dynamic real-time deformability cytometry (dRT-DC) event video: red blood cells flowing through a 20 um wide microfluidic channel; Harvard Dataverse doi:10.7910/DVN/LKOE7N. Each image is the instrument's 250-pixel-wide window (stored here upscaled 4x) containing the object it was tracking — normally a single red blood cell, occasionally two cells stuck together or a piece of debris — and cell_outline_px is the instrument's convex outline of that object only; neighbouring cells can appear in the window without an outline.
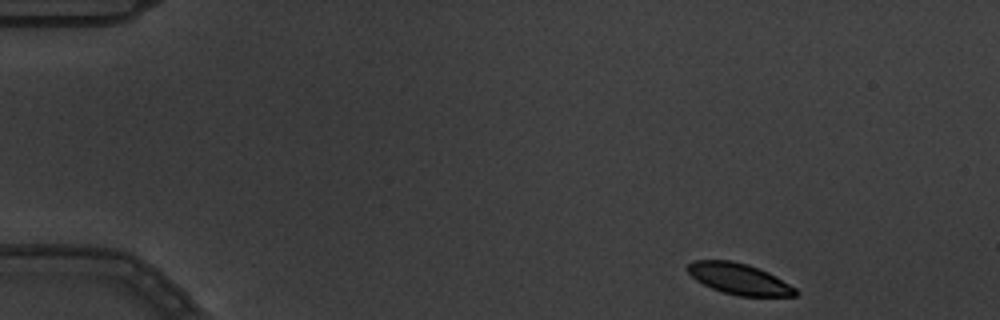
{"species": "common noctule bat (a hibernating species)", "species_latin": "Nyctalus noctula", "temperature_condition": "warm", "stored_images_in_passage": 5, "segment_of_instrument_passage": [1, 2], "camera_frame_rate_fps": 3000, "um_per_image_px": 0.085, "animal": {"sex": "male", "body_mass_g": 19.5, "forearm_length_mm": 54.6}, "frame": {"image": 1, "passage_image": 1, "time_ms": 0.0, "image_size_px": [1000, 320], "cell_outline_px": [[800, 292], [796, 296], [740, 296], [724, 292], [712, 288], [696, 280], [688, 272], [688, 264], [696, 260], [732, 260], [748, 264], [768, 272], [796, 288]], "centroid_in_image_um": [62.85, 23.7], "position_along_channel_um": 22.1, "area_um2": 19.36}}
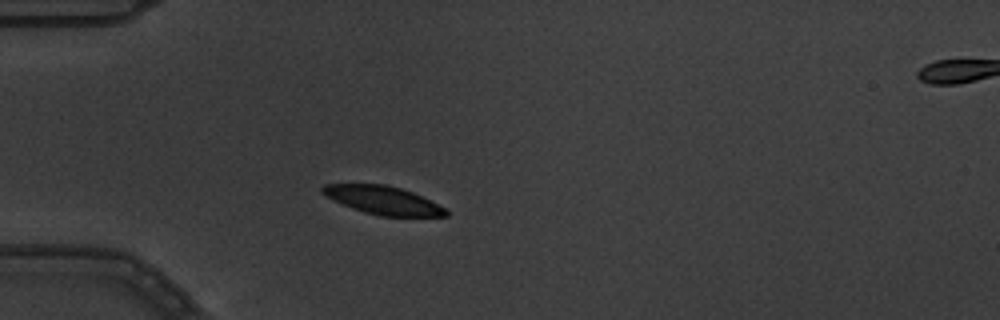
{"frame": {"image": 2, "passage_image": 4, "time_ms": 1.0, "image_size_px": [1000, 320], "cell_outline_px": [[448, 216], [380, 216], [364, 212], [352, 208], [320, 192], [320, 188], [324, 184], [384, 184], [400, 188], [412, 192], [444, 208], [448, 212]], "centroid_in_image_um": [32.53, 17.01], "position_along_channel_um": 52.5, "area_um2": 19.88}}